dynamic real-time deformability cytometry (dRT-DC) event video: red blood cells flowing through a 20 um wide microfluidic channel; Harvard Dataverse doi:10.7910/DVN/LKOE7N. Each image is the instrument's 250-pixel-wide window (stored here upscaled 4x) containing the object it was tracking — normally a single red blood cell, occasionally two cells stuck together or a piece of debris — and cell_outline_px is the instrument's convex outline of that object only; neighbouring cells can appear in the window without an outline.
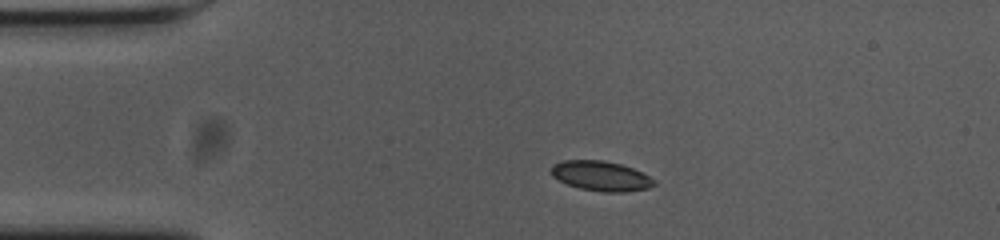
{"species": "common noctule bat (a hibernating species)", "species_latin": "Nyctalus noctula", "temperature_condition": "cold", "stored_images_in_passage": 45, "camera_frame_rate_fps": 3000, "um_per_image_px": 0.085, "animal": {"sex": "female", "body_mass_g": 23.0, "forearm_length_mm": 53.4}, "frame": {"image": 1, "passage_image": 1, "time_ms": 0.0, "image_size_px": [1000, 240], "cell_outline_px": [[656, 184], [648, 188], [624, 192], [604, 192], [580, 188], [568, 184], [552, 176], [552, 164], [564, 160], [604, 160], [620, 164], [632, 168], [656, 180]], "centroid_in_image_um": [51.09, 14.95], "position_along_channel_um": 33.9, "area_um2": 17.74}}
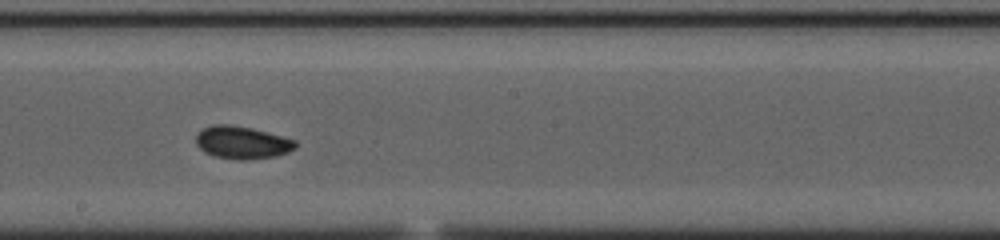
{"frame": {"image": 2, "passage_image": 20, "time_ms": 6.333, "image_size_px": [1000, 240], "cell_outline_px": [[296, 148], [288, 152], [276, 156], [244, 160], [236, 160], [216, 156], [204, 152], [196, 144], [196, 136], [200, 128], [212, 124], [232, 124], [252, 128], [296, 140]], "centroid_in_image_um": [20.55, 12.1], "position_along_channel_um": 227.7, "area_um2": 19.07}}
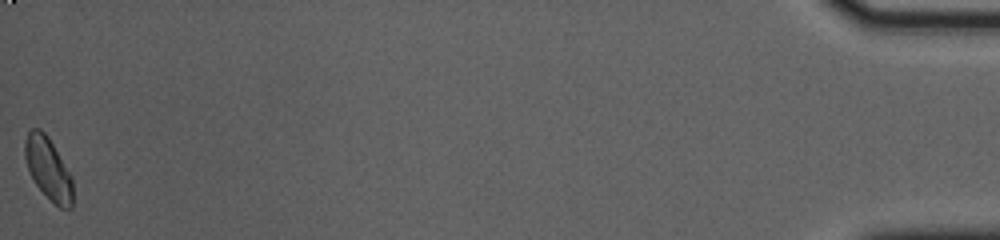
{"frame": {"image": 3, "passage_image": 45, "time_ms": 14.667, "image_size_px": [1000, 240], "cell_outline_px": [[72, 208], [60, 208], [36, 184], [28, 168], [24, 156], [24, 140], [28, 132], [32, 128], [40, 128], [48, 136], [72, 176]], "centroid_in_image_um": [4.09, 14.28], "position_along_channel_um": 431.1, "area_um2": 17.11}, "authors_computed_cell_mechanics": {"area_um2": 17.918, "velocity_mm_per_s": 3.678, "shape_relaxation_time_tau1_ms": null, "shape_relaxation_time_tau2_ms": 3.5087, "deformation_change_tau1": null, "deformation_change_tau2": 0.0538}}